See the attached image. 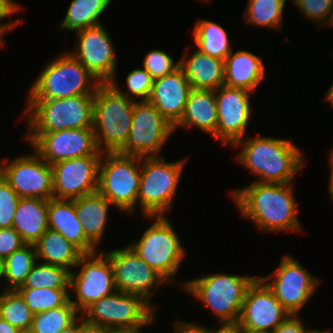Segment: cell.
Masks as SVG:
<instances>
[{"label":"cell","instance_id":"8","mask_svg":"<svg viewBox=\"0 0 333 333\" xmlns=\"http://www.w3.org/2000/svg\"><path fill=\"white\" fill-rule=\"evenodd\" d=\"M94 95L62 99L27 100L26 132H55L93 128Z\"/></svg>","mask_w":333,"mask_h":333},{"label":"cell","instance_id":"47","mask_svg":"<svg viewBox=\"0 0 333 333\" xmlns=\"http://www.w3.org/2000/svg\"><path fill=\"white\" fill-rule=\"evenodd\" d=\"M155 316L156 315H154L145 325H141V326H138L135 328L114 329V330L108 331V333H143L142 328L147 327L148 325L153 323V321L156 320Z\"/></svg>","mask_w":333,"mask_h":333},{"label":"cell","instance_id":"1","mask_svg":"<svg viewBox=\"0 0 333 333\" xmlns=\"http://www.w3.org/2000/svg\"><path fill=\"white\" fill-rule=\"evenodd\" d=\"M293 183H260L253 181L247 186L232 189V201L240 216L251 220L264 232H301L298 203ZM232 192V193H231Z\"/></svg>","mask_w":333,"mask_h":333},{"label":"cell","instance_id":"17","mask_svg":"<svg viewBox=\"0 0 333 333\" xmlns=\"http://www.w3.org/2000/svg\"><path fill=\"white\" fill-rule=\"evenodd\" d=\"M74 50H68L100 82L117 78L118 58L113 40L103 24L75 32Z\"/></svg>","mask_w":333,"mask_h":333},{"label":"cell","instance_id":"35","mask_svg":"<svg viewBox=\"0 0 333 333\" xmlns=\"http://www.w3.org/2000/svg\"><path fill=\"white\" fill-rule=\"evenodd\" d=\"M34 314L17 290L4 289L0 301V317L20 331H29Z\"/></svg>","mask_w":333,"mask_h":333},{"label":"cell","instance_id":"33","mask_svg":"<svg viewBox=\"0 0 333 333\" xmlns=\"http://www.w3.org/2000/svg\"><path fill=\"white\" fill-rule=\"evenodd\" d=\"M36 262V248L33 244H25L9 255L5 259L3 277L7 286H4L3 289L16 290L19 286H22Z\"/></svg>","mask_w":333,"mask_h":333},{"label":"cell","instance_id":"45","mask_svg":"<svg viewBox=\"0 0 333 333\" xmlns=\"http://www.w3.org/2000/svg\"><path fill=\"white\" fill-rule=\"evenodd\" d=\"M77 333H108L102 327L87 322L82 316L78 318V330Z\"/></svg>","mask_w":333,"mask_h":333},{"label":"cell","instance_id":"56","mask_svg":"<svg viewBox=\"0 0 333 333\" xmlns=\"http://www.w3.org/2000/svg\"><path fill=\"white\" fill-rule=\"evenodd\" d=\"M3 292H4V290H2V293L0 292V301H1V298H2V295H3Z\"/></svg>","mask_w":333,"mask_h":333},{"label":"cell","instance_id":"21","mask_svg":"<svg viewBox=\"0 0 333 333\" xmlns=\"http://www.w3.org/2000/svg\"><path fill=\"white\" fill-rule=\"evenodd\" d=\"M192 87L178 67L171 74L154 79L148 101L174 126L182 117Z\"/></svg>","mask_w":333,"mask_h":333},{"label":"cell","instance_id":"4","mask_svg":"<svg viewBox=\"0 0 333 333\" xmlns=\"http://www.w3.org/2000/svg\"><path fill=\"white\" fill-rule=\"evenodd\" d=\"M134 102L111 82L98 84L94 93L93 130L100 152H119L124 147L130 134Z\"/></svg>","mask_w":333,"mask_h":333},{"label":"cell","instance_id":"42","mask_svg":"<svg viewBox=\"0 0 333 333\" xmlns=\"http://www.w3.org/2000/svg\"><path fill=\"white\" fill-rule=\"evenodd\" d=\"M24 245L20 234L13 227L0 229V256L4 259Z\"/></svg>","mask_w":333,"mask_h":333},{"label":"cell","instance_id":"54","mask_svg":"<svg viewBox=\"0 0 333 333\" xmlns=\"http://www.w3.org/2000/svg\"><path fill=\"white\" fill-rule=\"evenodd\" d=\"M309 333H332L331 330H328V329H323V330H320V329H311L309 331Z\"/></svg>","mask_w":333,"mask_h":333},{"label":"cell","instance_id":"29","mask_svg":"<svg viewBox=\"0 0 333 333\" xmlns=\"http://www.w3.org/2000/svg\"><path fill=\"white\" fill-rule=\"evenodd\" d=\"M192 32L195 48L206 55L225 60L234 50L226 29L217 22L199 19Z\"/></svg>","mask_w":333,"mask_h":333},{"label":"cell","instance_id":"57","mask_svg":"<svg viewBox=\"0 0 333 333\" xmlns=\"http://www.w3.org/2000/svg\"><path fill=\"white\" fill-rule=\"evenodd\" d=\"M20 333H30V331H21Z\"/></svg>","mask_w":333,"mask_h":333},{"label":"cell","instance_id":"16","mask_svg":"<svg viewBox=\"0 0 333 333\" xmlns=\"http://www.w3.org/2000/svg\"><path fill=\"white\" fill-rule=\"evenodd\" d=\"M25 139L49 165L87 155H102L96 146L93 128L55 132H26Z\"/></svg>","mask_w":333,"mask_h":333},{"label":"cell","instance_id":"36","mask_svg":"<svg viewBox=\"0 0 333 333\" xmlns=\"http://www.w3.org/2000/svg\"><path fill=\"white\" fill-rule=\"evenodd\" d=\"M33 314L64 306L70 300V289H16Z\"/></svg>","mask_w":333,"mask_h":333},{"label":"cell","instance_id":"14","mask_svg":"<svg viewBox=\"0 0 333 333\" xmlns=\"http://www.w3.org/2000/svg\"><path fill=\"white\" fill-rule=\"evenodd\" d=\"M102 252L112 265L116 290L141 296L157 311V306L151 299L156 294L157 287L169 283L129 245Z\"/></svg>","mask_w":333,"mask_h":333},{"label":"cell","instance_id":"2","mask_svg":"<svg viewBox=\"0 0 333 333\" xmlns=\"http://www.w3.org/2000/svg\"><path fill=\"white\" fill-rule=\"evenodd\" d=\"M245 137L232 147L239 150L238 164L250 170L260 183H292L305 166L303 152L291 139L260 136Z\"/></svg>","mask_w":333,"mask_h":333},{"label":"cell","instance_id":"41","mask_svg":"<svg viewBox=\"0 0 333 333\" xmlns=\"http://www.w3.org/2000/svg\"><path fill=\"white\" fill-rule=\"evenodd\" d=\"M23 6L14 0H0V43L4 46V38L6 34L9 33L12 29H15L16 26H19L22 23V20L16 19L14 21L3 22V20L13 15L20 10L23 11Z\"/></svg>","mask_w":333,"mask_h":333},{"label":"cell","instance_id":"32","mask_svg":"<svg viewBox=\"0 0 333 333\" xmlns=\"http://www.w3.org/2000/svg\"><path fill=\"white\" fill-rule=\"evenodd\" d=\"M70 274L64 267L37 261L17 289H70Z\"/></svg>","mask_w":333,"mask_h":333},{"label":"cell","instance_id":"18","mask_svg":"<svg viewBox=\"0 0 333 333\" xmlns=\"http://www.w3.org/2000/svg\"><path fill=\"white\" fill-rule=\"evenodd\" d=\"M253 92L222 85L215 90L218 122L216 139L221 146L232 147L245 138L251 119V96Z\"/></svg>","mask_w":333,"mask_h":333},{"label":"cell","instance_id":"53","mask_svg":"<svg viewBox=\"0 0 333 333\" xmlns=\"http://www.w3.org/2000/svg\"><path fill=\"white\" fill-rule=\"evenodd\" d=\"M5 272V259L0 256V280L3 279Z\"/></svg>","mask_w":333,"mask_h":333},{"label":"cell","instance_id":"15","mask_svg":"<svg viewBox=\"0 0 333 333\" xmlns=\"http://www.w3.org/2000/svg\"><path fill=\"white\" fill-rule=\"evenodd\" d=\"M12 160L0 162V175L20 198H53V172L51 165L34 150Z\"/></svg>","mask_w":333,"mask_h":333},{"label":"cell","instance_id":"19","mask_svg":"<svg viewBox=\"0 0 333 333\" xmlns=\"http://www.w3.org/2000/svg\"><path fill=\"white\" fill-rule=\"evenodd\" d=\"M101 158L87 155L52 164L53 198L74 200L97 192Z\"/></svg>","mask_w":333,"mask_h":333},{"label":"cell","instance_id":"39","mask_svg":"<svg viewBox=\"0 0 333 333\" xmlns=\"http://www.w3.org/2000/svg\"><path fill=\"white\" fill-rule=\"evenodd\" d=\"M141 64L153 79L171 74L179 67V61L175 62L167 52L160 49H151L147 52Z\"/></svg>","mask_w":333,"mask_h":333},{"label":"cell","instance_id":"25","mask_svg":"<svg viewBox=\"0 0 333 333\" xmlns=\"http://www.w3.org/2000/svg\"><path fill=\"white\" fill-rule=\"evenodd\" d=\"M179 67L194 89L215 91L224 85V60L206 55L196 48L192 54H182Z\"/></svg>","mask_w":333,"mask_h":333},{"label":"cell","instance_id":"11","mask_svg":"<svg viewBox=\"0 0 333 333\" xmlns=\"http://www.w3.org/2000/svg\"><path fill=\"white\" fill-rule=\"evenodd\" d=\"M156 312L141 296L116 290L94 302L81 316L108 332L145 325Z\"/></svg>","mask_w":333,"mask_h":333},{"label":"cell","instance_id":"52","mask_svg":"<svg viewBox=\"0 0 333 333\" xmlns=\"http://www.w3.org/2000/svg\"><path fill=\"white\" fill-rule=\"evenodd\" d=\"M236 333H267V332L250 330L236 323Z\"/></svg>","mask_w":333,"mask_h":333},{"label":"cell","instance_id":"7","mask_svg":"<svg viewBox=\"0 0 333 333\" xmlns=\"http://www.w3.org/2000/svg\"><path fill=\"white\" fill-rule=\"evenodd\" d=\"M187 159L169 162L163 156L141 158L137 207L143 216L166 215L172 210Z\"/></svg>","mask_w":333,"mask_h":333},{"label":"cell","instance_id":"44","mask_svg":"<svg viewBox=\"0 0 333 333\" xmlns=\"http://www.w3.org/2000/svg\"><path fill=\"white\" fill-rule=\"evenodd\" d=\"M173 326L175 333H208V328L201 323L175 320Z\"/></svg>","mask_w":333,"mask_h":333},{"label":"cell","instance_id":"46","mask_svg":"<svg viewBox=\"0 0 333 333\" xmlns=\"http://www.w3.org/2000/svg\"><path fill=\"white\" fill-rule=\"evenodd\" d=\"M219 326L208 327V333H236V324H219Z\"/></svg>","mask_w":333,"mask_h":333},{"label":"cell","instance_id":"23","mask_svg":"<svg viewBox=\"0 0 333 333\" xmlns=\"http://www.w3.org/2000/svg\"><path fill=\"white\" fill-rule=\"evenodd\" d=\"M266 69L262 57L249 50L232 52L224 60V85L250 92L264 81Z\"/></svg>","mask_w":333,"mask_h":333},{"label":"cell","instance_id":"48","mask_svg":"<svg viewBox=\"0 0 333 333\" xmlns=\"http://www.w3.org/2000/svg\"><path fill=\"white\" fill-rule=\"evenodd\" d=\"M329 169H330V176H329V190L328 193L330 195L331 201L333 202V149L330 150V155H329Z\"/></svg>","mask_w":333,"mask_h":333},{"label":"cell","instance_id":"55","mask_svg":"<svg viewBox=\"0 0 333 333\" xmlns=\"http://www.w3.org/2000/svg\"><path fill=\"white\" fill-rule=\"evenodd\" d=\"M328 26H332L333 27V13H332V19H331V21H330V23H329Z\"/></svg>","mask_w":333,"mask_h":333},{"label":"cell","instance_id":"3","mask_svg":"<svg viewBox=\"0 0 333 333\" xmlns=\"http://www.w3.org/2000/svg\"><path fill=\"white\" fill-rule=\"evenodd\" d=\"M258 276L223 272L206 274L184 282L180 287L215 315L219 324H236L249 286Z\"/></svg>","mask_w":333,"mask_h":333},{"label":"cell","instance_id":"9","mask_svg":"<svg viewBox=\"0 0 333 333\" xmlns=\"http://www.w3.org/2000/svg\"><path fill=\"white\" fill-rule=\"evenodd\" d=\"M141 176V157L119 152L102 154L97 192L116 209L128 216L137 208V194Z\"/></svg>","mask_w":333,"mask_h":333},{"label":"cell","instance_id":"6","mask_svg":"<svg viewBox=\"0 0 333 333\" xmlns=\"http://www.w3.org/2000/svg\"><path fill=\"white\" fill-rule=\"evenodd\" d=\"M154 220L138 241L129 246L169 284H175L187 251L167 215L143 216Z\"/></svg>","mask_w":333,"mask_h":333},{"label":"cell","instance_id":"31","mask_svg":"<svg viewBox=\"0 0 333 333\" xmlns=\"http://www.w3.org/2000/svg\"><path fill=\"white\" fill-rule=\"evenodd\" d=\"M286 2V0H248L243 12L244 22L246 25L280 31Z\"/></svg>","mask_w":333,"mask_h":333},{"label":"cell","instance_id":"30","mask_svg":"<svg viewBox=\"0 0 333 333\" xmlns=\"http://www.w3.org/2000/svg\"><path fill=\"white\" fill-rule=\"evenodd\" d=\"M113 0H72L59 24L65 32L79 30L102 24L100 16Z\"/></svg>","mask_w":333,"mask_h":333},{"label":"cell","instance_id":"27","mask_svg":"<svg viewBox=\"0 0 333 333\" xmlns=\"http://www.w3.org/2000/svg\"><path fill=\"white\" fill-rule=\"evenodd\" d=\"M48 200L40 198H20L13 228L20 234L25 244H35L48 230Z\"/></svg>","mask_w":333,"mask_h":333},{"label":"cell","instance_id":"50","mask_svg":"<svg viewBox=\"0 0 333 333\" xmlns=\"http://www.w3.org/2000/svg\"><path fill=\"white\" fill-rule=\"evenodd\" d=\"M77 330H78V319L73 324L63 329L59 333H77Z\"/></svg>","mask_w":333,"mask_h":333},{"label":"cell","instance_id":"10","mask_svg":"<svg viewBox=\"0 0 333 333\" xmlns=\"http://www.w3.org/2000/svg\"><path fill=\"white\" fill-rule=\"evenodd\" d=\"M270 274L259 277L290 315H299L321 284L320 278L308 272L289 254L282 256L277 268Z\"/></svg>","mask_w":333,"mask_h":333},{"label":"cell","instance_id":"38","mask_svg":"<svg viewBox=\"0 0 333 333\" xmlns=\"http://www.w3.org/2000/svg\"><path fill=\"white\" fill-rule=\"evenodd\" d=\"M306 19L317 26L329 25L333 13V0H290Z\"/></svg>","mask_w":333,"mask_h":333},{"label":"cell","instance_id":"37","mask_svg":"<svg viewBox=\"0 0 333 333\" xmlns=\"http://www.w3.org/2000/svg\"><path fill=\"white\" fill-rule=\"evenodd\" d=\"M116 79L112 80V84L129 99L134 101H147L150 97L153 81L151 74L142 68H135L126 76V90H121Z\"/></svg>","mask_w":333,"mask_h":333},{"label":"cell","instance_id":"51","mask_svg":"<svg viewBox=\"0 0 333 333\" xmlns=\"http://www.w3.org/2000/svg\"><path fill=\"white\" fill-rule=\"evenodd\" d=\"M332 85L330 88L327 90L325 94V100L331 104V107L333 109V82L331 83Z\"/></svg>","mask_w":333,"mask_h":333},{"label":"cell","instance_id":"12","mask_svg":"<svg viewBox=\"0 0 333 333\" xmlns=\"http://www.w3.org/2000/svg\"><path fill=\"white\" fill-rule=\"evenodd\" d=\"M76 267L80 270L74 268L70 274V302L82 314L94 302L114 293L116 287L112 265L101 249L84 254Z\"/></svg>","mask_w":333,"mask_h":333},{"label":"cell","instance_id":"22","mask_svg":"<svg viewBox=\"0 0 333 333\" xmlns=\"http://www.w3.org/2000/svg\"><path fill=\"white\" fill-rule=\"evenodd\" d=\"M47 216L48 228L59 232L84 254L100 250L85 236L81 221L76 215L74 200L50 198Z\"/></svg>","mask_w":333,"mask_h":333},{"label":"cell","instance_id":"13","mask_svg":"<svg viewBox=\"0 0 333 333\" xmlns=\"http://www.w3.org/2000/svg\"><path fill=\"white\" fill-rule=\"evenodd\" d=\"M174 133V126L156 106L147 101H135L129 138L121 154L137 157H160L164 144Z\"/></svg>","mask_w":333,"mask_h":333},{"label":"cell","instance_id":"26","mask_svg":"<svg viewBox=\"0 0 333 333\" xmlns=\"http://www.w3.org/2000/svg\"><path fill=\"white\" fill-rule=\"evenodd\" d=\"M74 204L85 236L99 248L107 228L109 210L113 205L98 192L74 199Z\"/></svg>","mask_w":333,"mask_h":333},{"label":"cell","instance_id":"24","mask_svg":"<svg viewBox=\"0 0 333 333\" xmlns=\"http://www.w3.org/2000/svg\"><path fill=\"white\" fill-rule=\"evenodd\" d=\"M218 122L217 103L215 91L192 88L181 119L174 125L181 129L196 127L216 140Z\"/></svg>","mask_w":333,"mask_h":333},{"label":"cell","instance_id":"20","mask_svg":"<svg viewBox=\"0 0 333 333\" xmlns=\"http://www.w3.org/2000/svg\"><path fill=\"white\" fill-rule=\"evenodd\" d=\"M289 315L258 275L246 292L238 324L250 330L272 333Z\"/></svg>","mask_w":333,"mask_h":333},{"label":"cell","instance_id":"40","mask_svg":"<svg viewBox=\"0 0 333 333\" xmlns=\"http://www.w3.org/2000/svg\"><path fill=\"white\" fill-rule=\"evenodd\" d=\"M20 197L0 175V229L11 228Z\"/></svg>","mask_w":333,"mask_h":333},{"label":"cell","instance_id":"28","mask_svg":"<svg viewBox=\"0 0 333 333\" xmlns=\"http://www.w3.org/2000/svg\"><path fill=\"white\" fill-rule=\"evenodd\" d=\"M37 261L64 267L71 272L84 253L59 232L48 229L34 244Z\"/></svg>","mask_w":333,"mask_h":333},{"label":"cell","instance_id":"49","mask_svg":"<svg viewBox=\"0 0 333 333\" xmlns=\"http://www.w3.org/2000/svg\"><path fill=\"white\" fill-rule=\"evenodd\" d=\"M16 327L0 317V333H20Z\"/></svg>","mask_w":333,"mask_h":333},{"label":"cell","instance_id":"43","mask_svg":"<svg viewBox=\"0 0 333 333\" xmlns=\"http://www.w3.org/2000/svg\"><path fill=\"white\" fill-rule=\"evenodd\" d=\"M302 320L298 315H289L272 333H309L311 328H306Z\"/></svg>","mask_w":333,"mask_h":333},{"label":"cell","instance_id":"34","mask_svg":"<svg viewBox=\"0 0 333 333\" xmlns=\"http://www.w3.org/2000/svg\"><path fill=\"white\" fill-rule=\"evenodd\" d=\"M80 316L81 314L69 300L64 306L34 314L29 331L30 333H59Z\"/></svg>","mask_w":333,"mask_h":333},{"label":"cell","instance_id":"5","mask_svg":"<svg viewBox=\"0 0 333 333\" xmlns=\"http://www.w3.org/2000/svg\"><path fill=\"white\" fill-rule=\"evenodd\" d=\"M100 82L69 52L49 61L30 84L27 100L70 98L94 95Z\"/></svg>","mask_w":333,"mask_h":333},{"label":"cell","instance_id":"58","mask_svg":"<svg viewBox=\"0 0 333 333\" xmlns=\"http://www.w3.org/2000/svg\"><path fill=\"white\" fill-rule=\"evenodd\" d=\"M200 1H203V2L205 1L207 3V2H210L211 0H200Z\"/></svg>","mask_w":333,"mask_h":333}]
</instances>
